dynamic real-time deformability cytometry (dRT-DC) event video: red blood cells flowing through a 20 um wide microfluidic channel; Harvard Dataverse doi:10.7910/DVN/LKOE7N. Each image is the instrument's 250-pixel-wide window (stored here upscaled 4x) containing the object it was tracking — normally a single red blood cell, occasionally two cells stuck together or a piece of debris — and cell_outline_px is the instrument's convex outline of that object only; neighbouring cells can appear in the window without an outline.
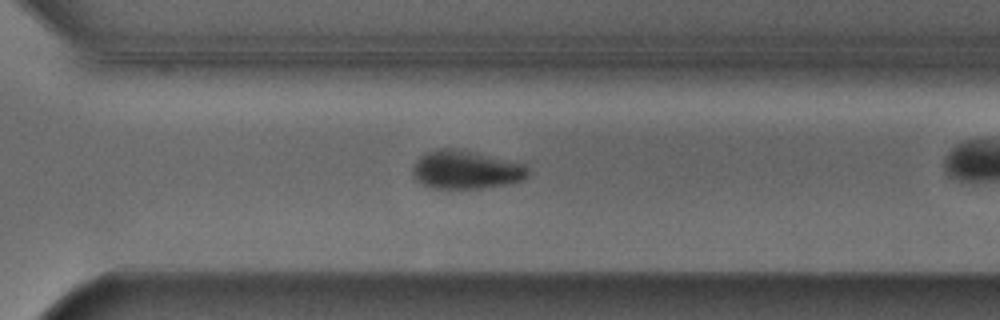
{"species": "Egyptian fruit bat (a non-hibernating species)", "species_latin": "Rousettus aegyptiacus", "temperature_condition": "cold", "stored_images_in_passage": 42, "camera_frame_rate_fps": 3000, "um_per_image_px": 0.085, "animal": {"sex": "male"}, "frame": {"image": 1, "passage_image": 36, "time_ms": 11.667, "image_size_px": [1000, 320], "cell_outline_px": [[528, 176], [524, 180], [512, 184], [480, 188], [428, 188], [420, 184], [412, 176], [412, 168], [416, 160], [420, 156], [428, 152], [440, 148], [460, 148], [524, 164], [528, 168]], "centroid_in_image_um": [39.59, 14.43], "position_along_channel_um": 331.0, "area_um2": 26.18}}